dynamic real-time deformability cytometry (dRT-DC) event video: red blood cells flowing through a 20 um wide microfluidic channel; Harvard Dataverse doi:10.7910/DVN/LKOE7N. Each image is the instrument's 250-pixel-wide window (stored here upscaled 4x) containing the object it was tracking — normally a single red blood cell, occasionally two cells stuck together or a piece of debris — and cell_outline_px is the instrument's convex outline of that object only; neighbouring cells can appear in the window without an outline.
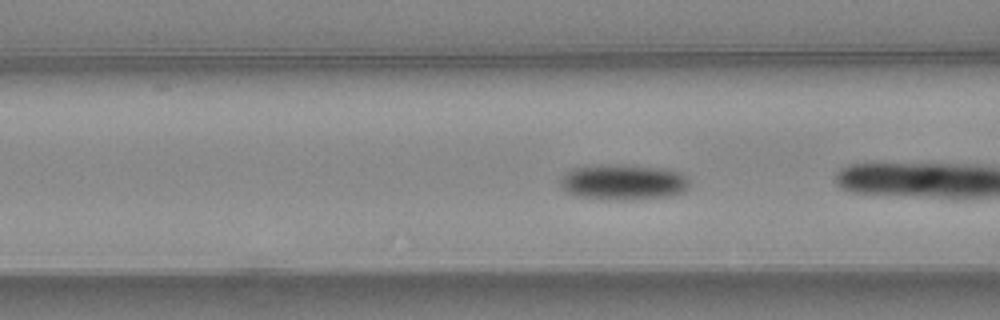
{"species": "common noctule bat (a hibernating species)", "species_latin": "Nyctalus noctula", "temperature_condition": "warm", "stored_images_in_passage": 9, "camera_frame_rate_fps": 3000, "um_per_image_px": 0.085, "animal": {"sex": "female", "body_mass_g": 24.6, "forearm_length_mm": 56.2}, "frame": {"image": 1, "passage_image": 4, "time_ms": 1.0, "image_size_px": [1000, 320], "cell_outline_px": [[688, 188], [684, 192], [672, 196], [632, 200], [616, 200], [576, 196], [560, 188], [560, 176], [568, 168], [600, 164], [632, 164], [668, 168], [680, 172], [688, 176]], "centroid_in_image_um": [52.97, 15.45], "position_along_channel_um": 113.6, "area_um2": 27.86}}